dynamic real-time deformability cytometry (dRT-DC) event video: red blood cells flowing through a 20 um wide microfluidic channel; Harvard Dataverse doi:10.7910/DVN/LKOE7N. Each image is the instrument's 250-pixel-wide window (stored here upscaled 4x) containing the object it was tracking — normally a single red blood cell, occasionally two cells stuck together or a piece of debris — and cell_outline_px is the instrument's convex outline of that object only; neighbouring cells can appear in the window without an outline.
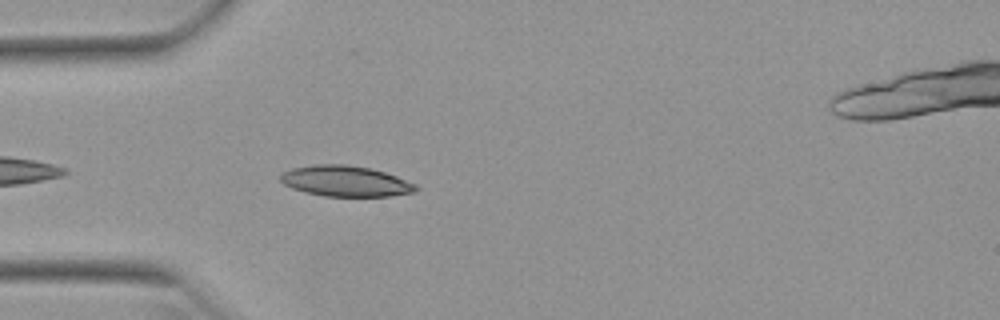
{"species": "Egyptian fruit bat (a non-hibernating species)", "species_latin": "Rousettus aegyptiacus", "temperature_condition": "warm", "stored_images_in_passage": 16, "camera_frame_rate_fps": 3000, "um_per_image_px": 0.085, "animal": {"sex": "female"}, "frame": {"image": 1, "passage_image": 3, "time_ms": 0.667, "image_size_px": [1000, 320], "cell_outline_px": [[420, 188], [416, 192], [388, 196], [324, 196], [304, 192], [292, 188], [284, 184], [280, 180], [280, 176], [284, 172], [292, 168], [312, 164], [348, 164], [368, 168], [384, 172], [396, 176], [416, 184]], "centroid_in_image_um": [29.37, 15.39], "position_along_channel_um": 55.6, "area_um2": 24.28}}